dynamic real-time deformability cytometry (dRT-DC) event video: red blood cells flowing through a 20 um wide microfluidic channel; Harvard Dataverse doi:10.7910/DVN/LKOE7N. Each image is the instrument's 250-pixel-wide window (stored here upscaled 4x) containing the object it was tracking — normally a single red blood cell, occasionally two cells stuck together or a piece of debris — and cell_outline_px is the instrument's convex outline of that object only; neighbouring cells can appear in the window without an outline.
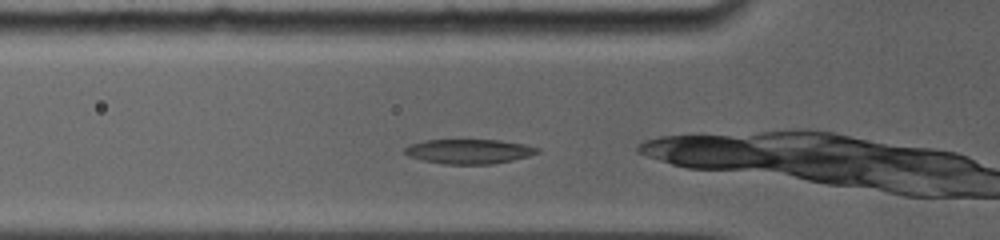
{"species": "common noctule bat (a hibernating species)", "species_latin": "Nyctalus noctula", "temperature_condition": "room temperature", "stored_images_in_passage": 35, "camera_frame_rate_fps": 5000, "um_per_image_px": 0.085, "animal": {"sex": "female", "body_mass_g": 19.0, "forearm_length_mm": 56.7}, "frame": {"image": 1, "passage_image": 2, "time_ms": 0.4, "image_size_px": [1000, 240], "cell_outline_px": [[540, 152], [528, 156], [512, 160], [492, 164], [444, 164], [424, 160], [408, 156], [404, 152], [404, 148], [412, 144], [424, 140], [500, 140], [524, 144], [540, 148]], "centroid_in_image_um": [39.88, 12.87], "position_along_channel_um": 85.9, "area_um2": 18.9}}
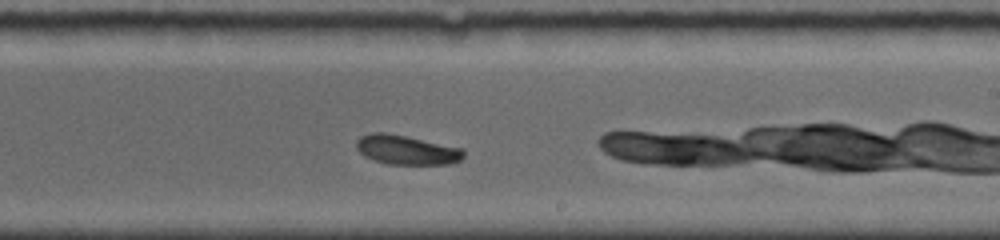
{"frame": {"image": 2, "passage_image": 18, "time_ms": 4.8, "image_size_px": [1000, 240], "cell_outline_px": [[464, 156], [460, 160], [452, 164], [388, 164], [364, 156], [356, 148], [356, 140], [360, 136], [372, 132], [384, 132], [404, 136], [460, 148], [464, 152]], "centroid_in_image_um": [34.52, 12.74], "position_along_channel_um": 254.5, "area_um2": 18.09}}
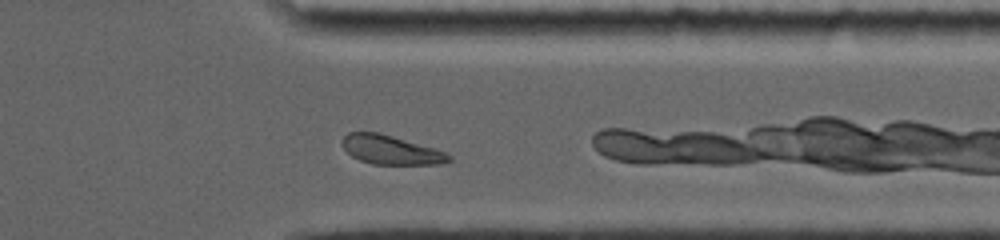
{"frame": {"image": 3, "passage_image": 30, "time_ms": 8.0, "image_size_px": [1000, 240], "cell_outline_px": [[452, 160], [448, 164], [372, 164], [360, 160], [352, 156], [344, 148], [344, 136], [348, 132], [376, 132], [392, 136], [432, 148], [444, 152], [452, 156]], "centroid_in_image_um": [33.25, 12.76], "position_along_channel_um": 378.1, "area_um2": 17.69}}